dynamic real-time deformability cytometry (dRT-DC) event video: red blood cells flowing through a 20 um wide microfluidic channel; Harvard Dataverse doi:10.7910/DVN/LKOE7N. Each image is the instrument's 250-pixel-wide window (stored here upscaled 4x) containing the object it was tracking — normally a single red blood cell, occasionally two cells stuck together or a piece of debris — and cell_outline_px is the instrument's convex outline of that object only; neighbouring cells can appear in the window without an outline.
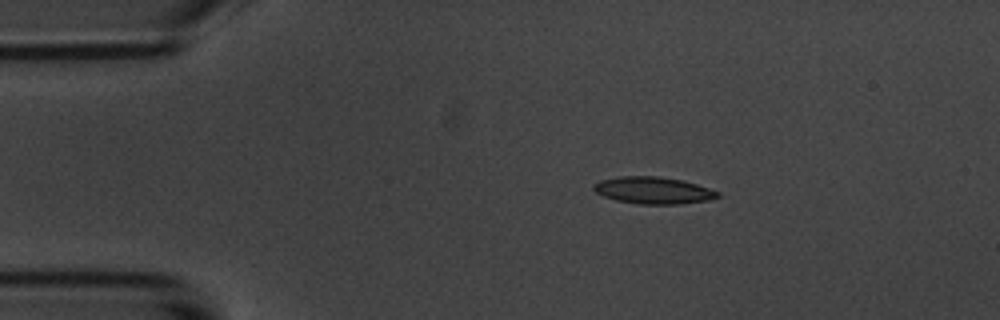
{"species": "common noctule bat (a hibernating species)", "species_latin": "Nyctalus noctula", "temperature_condition": "room temperature", "stored_images_in_passage": 4, "camera_frame_rate_fps": 3000, "um_per_image_px": 0.085, "animal": {"sex": "male", "body_mass_g": 20.1, "forearm_length_mm": 53.5}, "frame": {"image": 1, "passage_image": 1, "time_ms": 0.0, "image_size_px": [1000, 320], "cell_outline_px": [[720, 196], [708, 200], [680, 204], [640, 204], [616, 200], [604, 196], [596, 192], [592, 188], [592, 184], [600, 180], [620, 176], [656, 176], [680, 180], [696, 184], [720, 192]], "centroid_in_image_um": [55.5, 16.18], "position_along_channel_um": 29.5, "area_um2": 19.36}}
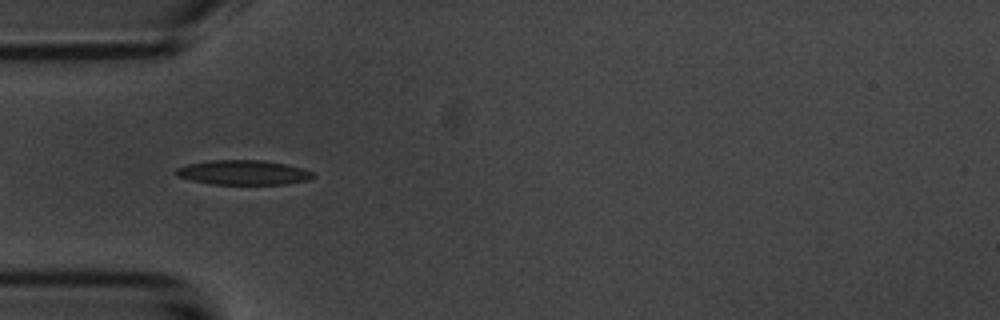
{"frame": {"image": 2, "passage_image": 3, "time_ms": 2.333, "image_size_px": [1000, 320], "cell_outline_px": [[316, 176], [308, 180], [284, 184], [212, 184], [192, 180], [176, 176], [172, 172], [176, 168], [188, 164], [208, 160], [264, 160], [288, 164], [304, 168], [312, 172]], "centroid_in_image_um": [20.68, 14.65], "position_along_channel_um": 64.3, "area_um2": 19.88}}